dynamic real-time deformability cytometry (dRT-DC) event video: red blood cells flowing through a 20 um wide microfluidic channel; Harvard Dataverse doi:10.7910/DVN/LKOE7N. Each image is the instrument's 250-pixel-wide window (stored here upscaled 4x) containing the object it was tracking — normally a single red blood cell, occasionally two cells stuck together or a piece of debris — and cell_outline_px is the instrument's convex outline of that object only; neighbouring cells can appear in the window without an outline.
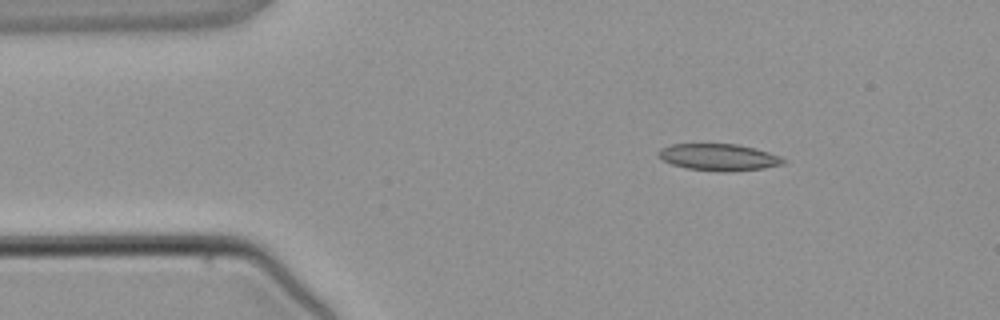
{"species": "common noctule bat (a hibernating species)", "species_latin": "Nyctalus noctula", "temperature_condition": "warm", "stored_images_in_passage": 4, "camera_frame_rate_fps": 3000, "um_per_image_px": 0.085, "animal": {"sex": "male", "body_mass_g": 21.5, "forearm_length_mm": 52.0}, "frame": {"image": 1, "passage_image": 2, "time_ms": 1.333, "image_size_px": [1000, 320], "cell_outline_px": [[788, 160], [784, 164], [764, 168], [732, 172], [724, 172], [688, 168], [672, 164], [656, 156], [656, 152], [660, 148], [672, 144], [736, 144], [756, 148], [780, 156]], "centroid_in_image_um": [61.11, 13.36], "position_along_channel_um": 23.9, "area_um2": 19.65}}
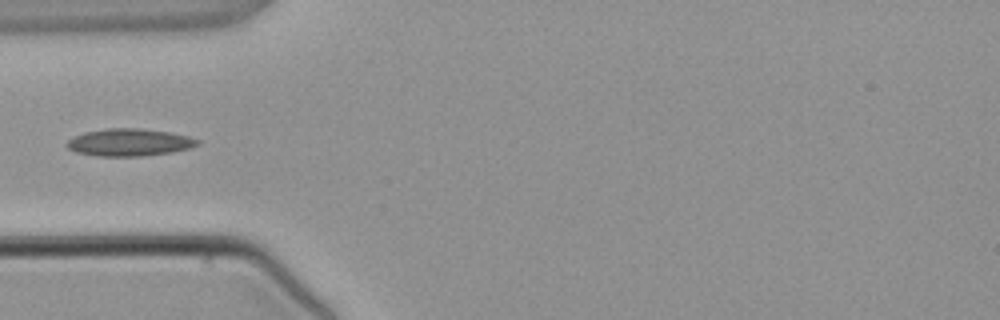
{"frame": {"image": 2, "passage_image": 4, "time_ms": 3.667, "image_size_px": [1000, 320], "cell_outline_px": [[200, 144], [192, 148], [172, 152], [140, 156], [96, 156], [76, 152], [68, 148], [64, 144], [68, 140], [84, 132], [108, 128], [140, 128], [168, 132], [188, 136], [200, 140]], "centroid_in_image_um": [11.0, 12.1], "position_along_channel_um": 74.0, "area_um2": 20.87}}